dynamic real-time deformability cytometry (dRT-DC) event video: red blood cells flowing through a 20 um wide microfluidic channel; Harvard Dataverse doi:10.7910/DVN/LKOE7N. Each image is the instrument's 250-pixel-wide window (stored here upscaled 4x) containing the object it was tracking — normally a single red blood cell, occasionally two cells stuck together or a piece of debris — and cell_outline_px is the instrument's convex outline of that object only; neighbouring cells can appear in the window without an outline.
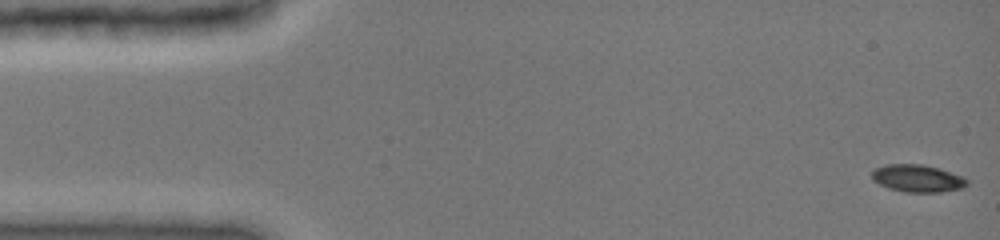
{"species": "common noctule bat (a hibernating species)", "species_latin": "Nyctalus noctula", "temperature_condition": "cold", "stored_images_in_passage": 48, "camera_frame_rate_fps": 3000, "um_per_image_px": 0.085, "animal": {"sex": "female", "body_mass_g": 19.0, "forearm_length_mm": 51.5}, "frame": {"image": 1, "passage_image": 1, "time_ms": 0.0, "image_size_px": [1000, 240], "cell_outline_px": [[968, 184], [964, 188], [940, 192], [904, 192], [888, 188], [872, 180], [872, 172], [876, 168], [888, 164], [920, 164], [940, 168], [960, 176], [968, 180]], "centroid_in_image_um": [77.99, 15.17], "position_along_channel_um": 7.0, "area_um2": 15.14}}
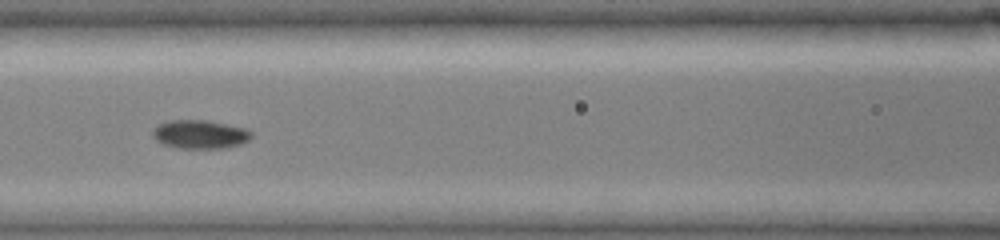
{"frame": {"image": 2, "passage_image": 21, "time_ms": 6.667, "image_size_px": [1000, 240], "cell_outline_px": [[252, 136], [248, 140], [240, 144], [224, 148], [176, 148], [164, 144], [156, 140], [152, 136], [152, 128], [168, 120], [208, 120], [244, 128], [252, 132]], "centroid_in_image_um": [16.97, 11.41], "position_along_channel_um": 149.6, "area_um2": 16.47}}
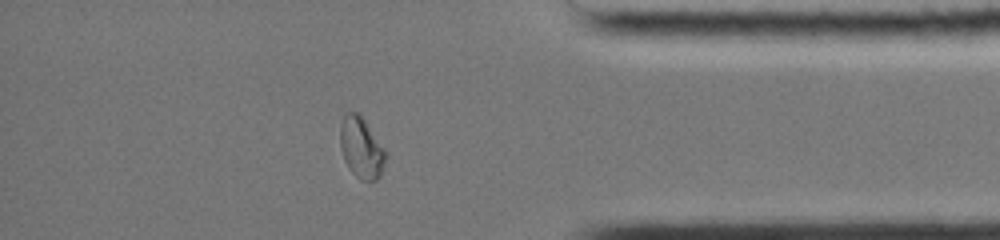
{"frame": {"image": 3, "passage_image": 41, "time_ms": 13.333, "image_size_px": [1000, 240], "cell_outline_px": [[388, 156], [380, 176], [376, 180], [360, 180], [348, 168], [344, 160], [340, 148], [340, 124], [344, 116], [348, 112], [356, 112], [364, 120], [388, 152]], "centroid_in_image_um": [30.73, 12.59], "position_along_channel_um": 404.5, "area_um2": 16.3}, "authors_computed_cell_mechanics": {"area_um2": 15.7216, "velocity_mm_per_s": 3.9865, "shape_relaxation_time_tau1_ms": null, "shape_relaxation_time_tau2_ms": 2.6858, "deformation_change_tau1": null, "deformation_change_tau2": 0.0427}}